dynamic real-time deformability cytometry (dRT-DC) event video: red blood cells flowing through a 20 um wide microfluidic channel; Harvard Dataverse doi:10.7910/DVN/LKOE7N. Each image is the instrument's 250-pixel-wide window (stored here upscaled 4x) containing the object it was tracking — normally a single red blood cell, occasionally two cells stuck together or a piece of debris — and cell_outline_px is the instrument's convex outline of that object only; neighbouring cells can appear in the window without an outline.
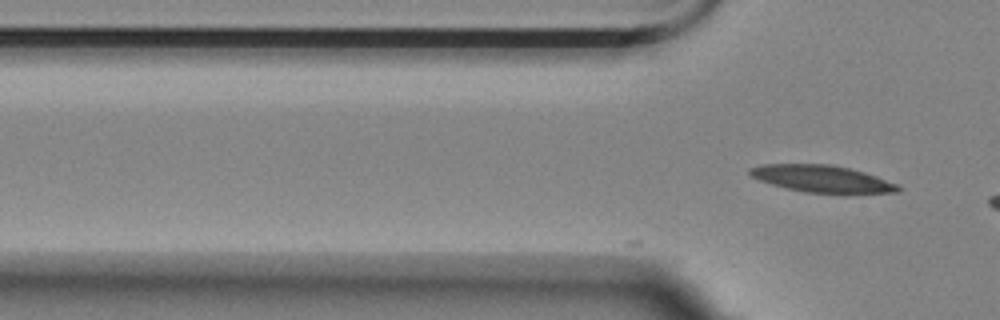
{"species": "Egyptian fruit bat (a non-hibernating species)", "species_latin": "Rousettus aegyptiacus", "temperature_condition": "room temperature", "stored_images_in_passage": 4, "camera_frame_rate_fps": 3000, "um_per_image_px": 0.085, "animal": {"sex": "female"}, "frame": {"image": 1, "passage_image": 4, "time_ms": 1.0, "image_size_px": [1000, 320], "cell_outline_px": [[900, 192], [844, 196], [804, 192], [772, 184], [760, 180], [752, 176], [748, 172], [748, 168], [760, 164], [832, 164], [864, 172], [876, 176], [896, 184], [900, 188]], "centroid_in_image_um": [69.94, 15.24], "position_along_channel_um": 55.9, "area_um2": 24.1}}